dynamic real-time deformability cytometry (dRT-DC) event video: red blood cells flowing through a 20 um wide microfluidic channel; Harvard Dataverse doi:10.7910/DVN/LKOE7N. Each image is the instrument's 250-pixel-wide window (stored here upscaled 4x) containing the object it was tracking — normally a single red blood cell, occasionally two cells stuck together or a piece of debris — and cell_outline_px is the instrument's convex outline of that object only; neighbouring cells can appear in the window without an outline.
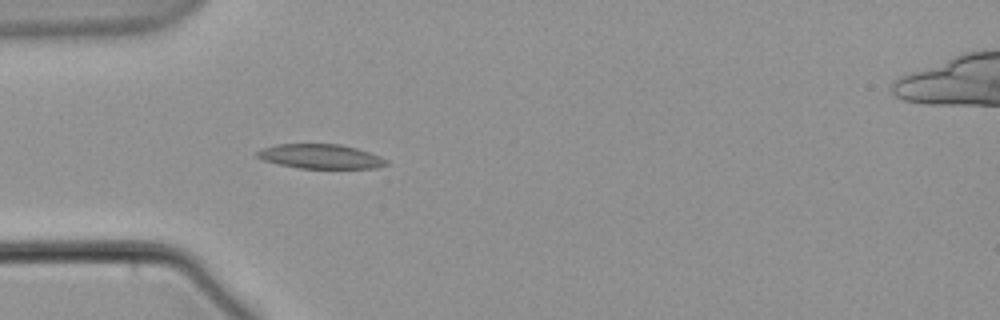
{"species": "common noctule bat (a hibernating species)", "species_latin": "Nyctalus noctula", "temperature_condition": "warm", "stored_images_in_passage": 5, "camera_frame_rate_fps": 3000, "um_per_image_px": 0.085, "animal": {"sex": "male", "body_mass_g": 21.5, "forearm_length_mm": 52.0}, "frame": {"image": 1, "passage_image": 5, "time_ms": 4.667, "image_size_px": [1000, 320], "cell_outline_px": [[392, 164], [376, 168], [300, 168], [280, 164], [264, 160], [256, 156], [256, 152], [264, 148], [276, 144], [340, 144], [356, 148], [380, 156], [388, 160]], "centroid_in_image_um": [27.3, 13.3], "position_along_channel_um": 57.7, "area_um2": 18.32}}